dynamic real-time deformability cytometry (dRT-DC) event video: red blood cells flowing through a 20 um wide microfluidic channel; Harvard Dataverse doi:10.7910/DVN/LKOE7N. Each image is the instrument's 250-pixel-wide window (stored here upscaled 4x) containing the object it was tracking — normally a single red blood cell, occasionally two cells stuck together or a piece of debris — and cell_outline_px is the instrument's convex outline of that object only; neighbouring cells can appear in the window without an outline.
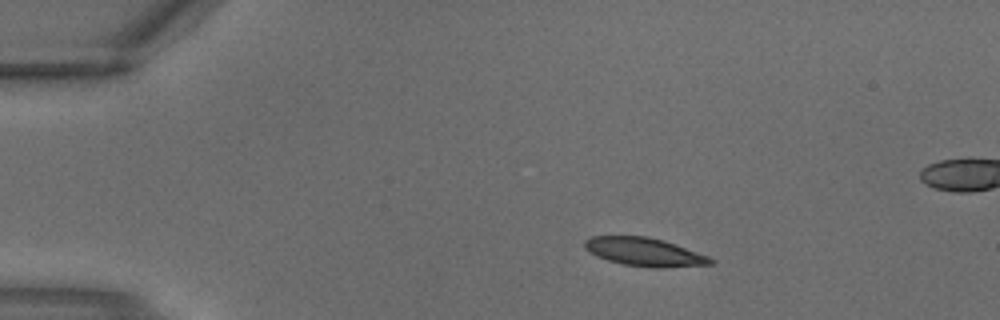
{"species": "common noctule bat (a hibernating species)", "species_latin": "Nyctalus noctula", "temperature_condition": "warm", "stored_images_in_passage": 3, "camera_frame_rate_fps": 3000, "um_per_image_px": 0.085, "animal": {"sex": "male", "body_mass_g": 18.8}, "frame": {"image": 1, "passage_image": 1, "time_ms": 0.0, "image_size_px": [1000, 320], "cell_outline_px": [[716, 260], [712, 264], [664, 268], [652, 268], [624, 264], [608, 260], [596, 256], [584, 248], [584, 240], [592, 236], [648, 236], [664, 240], [708, 256]], "centroid_in_image_um": [54.78, 21.41], "position_along_channel_um": 30.2, "area_um2": 20.87}}